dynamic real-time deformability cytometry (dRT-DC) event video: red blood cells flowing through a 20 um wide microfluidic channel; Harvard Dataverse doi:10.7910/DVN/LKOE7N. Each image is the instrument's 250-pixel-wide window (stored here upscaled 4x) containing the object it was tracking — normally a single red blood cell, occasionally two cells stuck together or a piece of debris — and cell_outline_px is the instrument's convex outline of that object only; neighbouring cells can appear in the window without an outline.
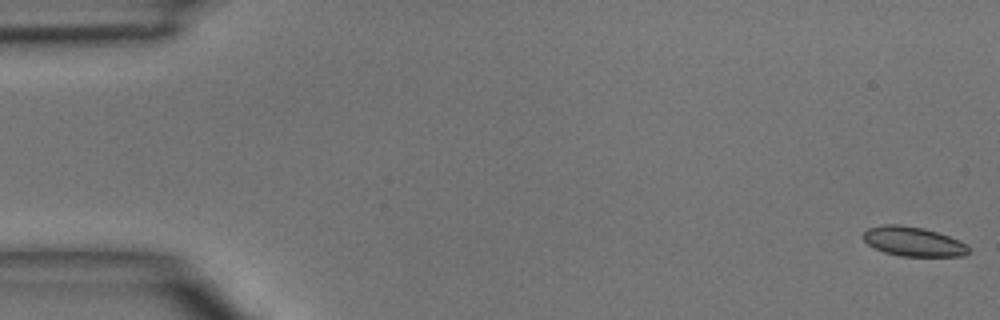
{"species": "common noctule bat (a hibernating species)", "species_latin": "Nyctalus noctula", "temperature_condition": "room temperature", "stored_images_in_passage": 5, "camera_frame_rate_fps": 3000, "um_per_image_px": 0.085, "animal": {"sex": "male", "body_mass_g": 15.6}, "frame": {"image": 1, "passage_image": 1, "time_ms": 0.0, "image_size_px": [1000, 320], "cell_outline_px": [[968, 252], [964, 256], [900, 256], [884, 252], [868, 244], [864, 240], [864, 232], [868, 228], [884, 224], [900, 224], [924, 228], [960, 240], [968, 244]], "centroid_in_image_um": [77.64, 20.52], "position_along_channel_um": 7.4, "area_um2": 18.03}}
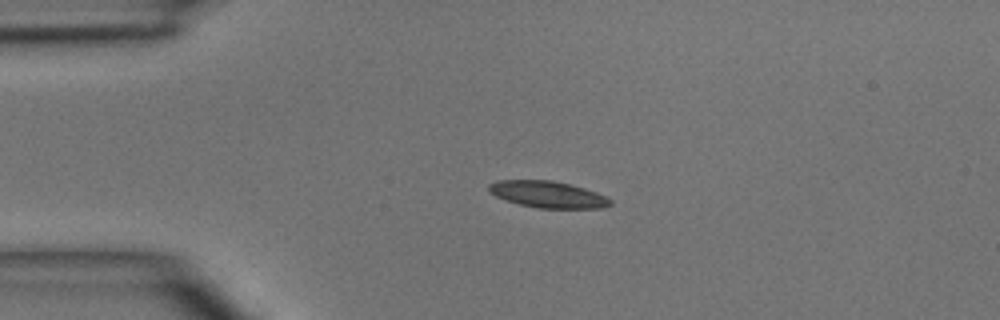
{"frame": {"image": 2, "passage_image": 4, "time_ms": 3.333, "image_size_px": [1000, 320], "cell_outline_px": [[612, 204], [600, 208], [536, 208], [520, 204], [496, 196], [488, 192], [488, 184], [496, 180], [552, 180], [584, 188], [596, 192], [612, 200]], "centroid_in_image_um": [46.54, 16.52], "position_along_channel_um": 38.5, "area_um2": 18.73}}